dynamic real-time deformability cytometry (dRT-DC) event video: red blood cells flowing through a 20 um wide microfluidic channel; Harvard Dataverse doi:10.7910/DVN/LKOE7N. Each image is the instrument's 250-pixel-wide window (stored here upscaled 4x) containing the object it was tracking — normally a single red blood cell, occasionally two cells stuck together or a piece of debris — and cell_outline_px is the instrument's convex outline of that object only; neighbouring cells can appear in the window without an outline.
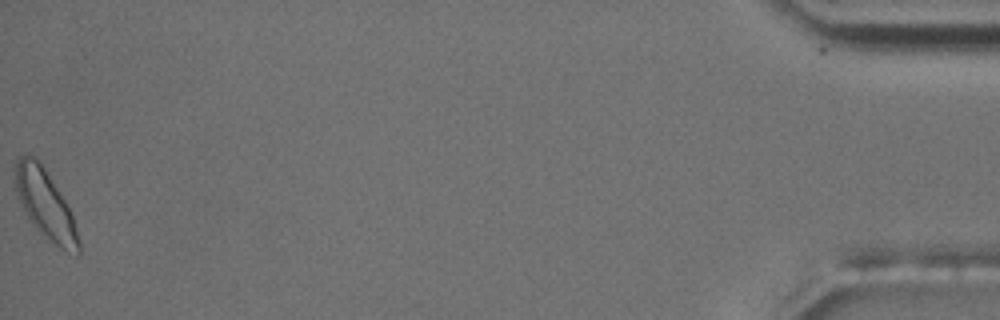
{"species": "common noctule bat (a hibernating species)", "species_latin": "Nyctalus noctula", "temperature_condition": "room temperature", "stored_images_in_passage": 57, "camera_frame_rate_fps": 3000, "um_per_image_px": 0.085, "animal": {"sex": "male", "body_mass_g": 17.5, "forearm_length_mm": 52.3}, "frame": {"image": 1, "passage_image": 56, "time_ms": 18.333, "image_size_px": [1000, 320], "cell_outline_px": [[80, 256], [76, 256], [60, 248], [36, 228], [32, 224], [16, 192], [12, 168], [16, 160], [20, 156], [36, 156], [40, 160], [64, 200], [72, 216], [80, 240]], "centroid_in_image_um": [3.84, 17.34], "position_along_channel_um": 431.4, "area_um2": 25.26}, "authors_computed_cell_mechanics": {"area_um2": 19.363, "velocity_mm_per_s": 3.6396, "shape_relaxation_time_tau1_ms": 2.25, "shape_relaxation_time_tau2_ms": 1.0225, "deformation_change_tau1": 0.0853, "deformation_change_tau2": 0.0465}}